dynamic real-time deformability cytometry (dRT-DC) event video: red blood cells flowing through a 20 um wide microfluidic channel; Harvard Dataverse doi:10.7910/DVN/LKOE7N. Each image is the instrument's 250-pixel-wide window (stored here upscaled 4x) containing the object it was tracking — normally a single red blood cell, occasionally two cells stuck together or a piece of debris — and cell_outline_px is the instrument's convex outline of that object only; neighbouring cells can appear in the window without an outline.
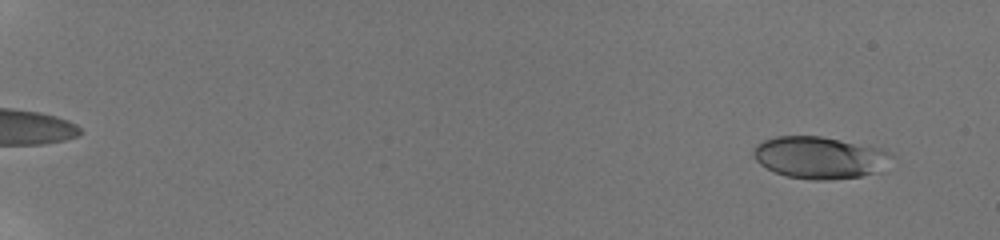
{"species": "human", "species_latin": "Homo sapiens", "temperature_condition": "room temperature", "stored_images_in_passage": 18, "camera_frame_rate_fps": 3000, "um_per_image_px": 0.085, "donor": {"sex": "male"}, "frame": {"image": 1, "passage_image": 5, "time_ms": 1.0, "image_size_px": [1000, 240], "cell_outline_px": [[896, 156], [880, 172], [860, 176], [828, 180], [812, 180], [788, 176], [776, 172], [760, 164], [752, 156], [752, 152], [756, 144], [764, 140], [776, 136], [820, 136], [880, 148], [892, 152]], "centroid_in_image_um": [69.71, 13.39], "position_along_channel_um": 15.3, "area_um2": 33.99}}
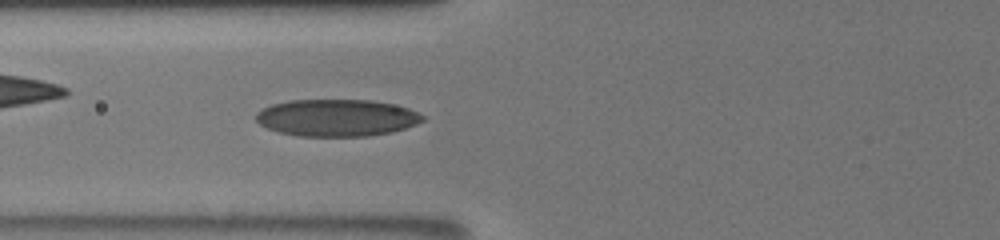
{"frame": {"image": 2, "passage_image": 18, "time_ms": 8.333, "image_size_px": [1000, 240], "cell_outline_px": [[424, 120], [416, 124], [392, 132], [368, 136], [300, 136], [280, 132], [268, 128], [260, 124], [256, 120], [256, 112], [272, 104], [288, 100], [372, 100], [392, 104], [408, 108], [424, 116]], "centroid_in_image_um": [28.61, 10.01], "position_along_channel_um": 97.2, "area_um2": 35.84}}